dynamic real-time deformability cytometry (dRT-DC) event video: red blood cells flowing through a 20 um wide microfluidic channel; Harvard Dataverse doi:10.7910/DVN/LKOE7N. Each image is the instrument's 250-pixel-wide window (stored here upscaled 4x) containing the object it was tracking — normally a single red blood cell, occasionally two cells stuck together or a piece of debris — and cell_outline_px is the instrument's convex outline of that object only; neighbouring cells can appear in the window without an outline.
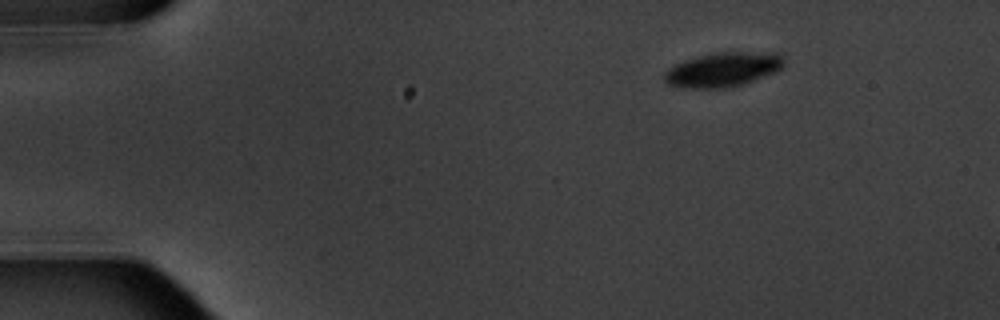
{"species": "common noctule bat (a hibernating species)", "species_latin": "Nyctalus noctula", "temperature_condition": "warm", "stored_images_in_passage": 3, "camera_frame_rate_fps": 3000, "um_per_image_px": 0.085, "animal": {"sex": "male", "body_mass_g": 20.1, "forearm_length_mm": 53.5}, "frame": {"image": 1, "passage_image": 1, "time_ms": 0.0, "image_size_px": [1000, 320], "cell_outline_px": [[784, 68], [776, 72], [744, 84], [724, 88], [680, 88], [668, 84], [664, 80], [664, 72], [668, 68], [684, 60], [712, 52], [780, 52], [784, 60]], "centroid_in_image_um": [61.48, 5.9], "position_along_channel_um": 23.5, "area_um2": 24.39}}